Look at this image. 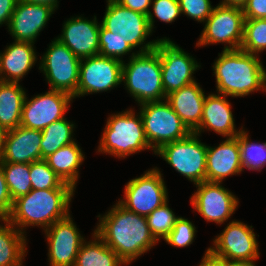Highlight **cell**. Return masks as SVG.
<instances>
[{
  "mask_svg": "<svg viewBox=\"0 0 266 266\" xmlns=\"http://www.w3.org/2000/svg\"><path fill=\"white\" fill-rule=\"evenodd\" d=\"M107 8L99 29V55L119 58L142 45L152 31L148 17L107 0Z\"/></svg>",
  "mask_w": 266,
  "mask_h": 266,
  "instance_id": "2",
  "label": "cell"
},
{
  "mask_svg": "<svg viewBox=\"0 0 266 266\" xmlns=\"http://www.w3.org/2000/svg\"><path fill=\"white\" fill-rule=\"evenodd\" d=\"M242 170L238 135L227 138L217 148L207 146L206 181L221 183L227 176Z\"/></svg>",
  "mask_w": 266,
  "mask_h": 266,
  "instance_id": "21",
  "label": "cell"
},
{
  "mask_svg": "<svg viewBox=\"0 0 266 266\" xmlns=\"http://www.w3.org/2000/svg\"><path fill=\"white\" fill-rule=\"evenodd\" d=\"M33 45L30 42L15 41L7 46L3 54L0 53V81L19 83L37 60ZM2 73L5 75L2 76Z\"/></svg>",
  "mask_w": 266,
  "mask_h": 266,
  "instance_id": "24",
  "label": "cell"
},
{
  "mask_svg": "<svg viewBox=\"0 0 266 266\" xmlns=\"http://www.w3.org/2000/svg\"><path fill=\"white\" fill-rule=\"evenodd\" d=\"M252 226L232 221L215 238L208 250L216 257L230 262H254L259 258L258 243Z\"/></svg>",
  "mask_w": 266,
  "mask_h": 266,
  "instance_id": "13",
  "label": "cell"
},
{
  "mask_svg": "<svg viewBox=\"0 0 266 266\" xmlns=\"http://www.w3.org/2000/svg\"><path fill=\"white\" fill-rule=\"evenodd\" d=\"M197 46L226 43L224 50L240 49L244 36L245 17L242 9L217 5L205 21Z\"/></svg>",
  "mask_w": 266,
  "mask_h": 266,
  "instance_id": "10",
  "label": "cell"
},
{
  "mask_svg": "<svg viewBox=\"0 0 266 266\" xmlns=\"http://www.w3.org/2000/svg\"><path fill=\"white\" fill-rule=\"evenodd\" d=\"M13 206L7 183L5 181L2 165L0 164V220L8 219Z\"/></svg>",
  "mask_w": 266,
  "mask_h": 266,
  "instance_id": "38",
  "label": "cell"
},
{
  "mask_svg": "<svg viewBox=\"0 0 266 266\" xmlns=\"http://www.w3.org/2000/svg\"><path fill=\"white\" fill-rule=\"evenodd\" d=\"M158 41L157 39L146 43L137 54L132 53L128 63L123 62L122 81L140 105L166 99L161 60L155 48Z\"/></svg>",
  "mask_w": 266,
  "mask_h": 266,
  "instance_id": "5",
  "label": "cell"
},
{
  "mask_svg": "<svg viewBox=\"0 0 266 266\" xmlns=\"http://www.w3.org/2000/svg\"><path fill=\"white\" fill-rule=\"evenodd\" d=\"M226 266H255L254 262H230L226 261Z\"/></svg>",
  "mask_w": 266,
  "mask_h": 266,
  "instance_id": "45",
  "label": "cell"
},
{
  "mask_svg": "<svg viewBox=\"0 0 266 266\" xmlns=\"http://www.w3.org/2000/svg\"><path fill=\"white\" fill-rule=\"evenodd\" d=\"M41 130L18 126L6 131L0 162L31 163L41 160Z\"/></svg>",
  "mask_w": 266,
  "mask_h": 266,
  "instance_id": "20",
  "label": "cell"
},
{
  "mask_svg": "<svg viewBox=\"0 0 266 266\" xmlns=\"http://www.w3.org/2000/svg\"><path fill=\"white\" fill-rule=\"evenodd\" d=\"M141 106L145 136L154 154L162 145L183 139L192 133L166 99L164 102H147Z\"/></svg>",
  "mask_w": 266,
  "mask_h": 266,
  "instance_id": "7",
  "label": "cell"
},
{
  "mask_svg": "<svg viewBox=\"0 0 266 266\" xmlns=\"http://www.w3.org/2000/svg\"><path fill=\"white\" fill-rule=\"evenodd\" d=\"M168 200L146 216L151 235L158 242L159 238L165 239L173 229L177 219L173 211L168 207Z\"/></svg>",
  "mask_w": 266,
  "mask_h": 266,
  "instance_id": "34",
  "label": "cell"
},
{
  "mask_svg": "<svg viewBox=\"0 0 266 266\" xmlns=\"http://www.w3.org/2000/svg\"><path fill=\"white\" fill-rule=\"evenodd\" d=\"M93 238L95 239L92 242L82 243L74 266H121L126 264L95 232Z\"/></svg>",
  "mask_w": 266,
  "mask_h": 266,
  "instance_id": "28",
  "label": "cell"
},
{
  "mask_svg": "<svg viewBox=\"0 0 266 266\" xmlns=\"http://www.w3.org/2000/svg\"><path fill=\"white\" fill-rule=\"evenodd\" d=\"M195 226L191 221L179 217L170 231L169 235L164 239L168 244L176 247L189 246L195 237Z\"/></svg>",
  "mask_w": 266,
  "mask_h": 266,
  "instance_id": "35",
  "label": "cell"
},
{
  "mask_svg": "<svg viewBox=\"0 0 266 266\" xmlns=\"http://www.w3.org/2000/svg\"><path fill=\"white\" fill-rule=\"evenodd\" d=\"M202 259L199 266H226V260L214 256L208 249Z\"/></svg>",
  "mask_w": 266,
  "mask_h": 266,
  "instance_id": "42",
  "label": "cell"
},
{
  "mask_svg": "<svg viewBox=\"0 0 266 266\" xmlns=\"http://www.w3.org/2000/svg\"><path fill=\"white\" fill-rule=\"evenodd\" d=\"M181 13L198 22L206 21L213 10L210 0H178Z\"/></svg>",
  "mask_w": 266,
  "mask_h": 266,
  "instance_id": "36",
  "label": "cell"
},
{
  "mask_svg": "<svg viewBox=\"0 0 266 266\" xmlns=\"http://www.w3.org/2000/svg\"><path fill=\"white\" fill-rule=\"evenodd\" d=\"M240 49L255 55L266 49V22L264 19H245L244 36Z\"/></svg>",
  "mask_w": 266,
  "mask_h": 266,
  "instance_id": "33",
  "label": "cell"
},
{
  "mask_svg": "<svg viewBox=\"0 0 266 266\" xmlns=\"http://www.w3.org/2000/svg\"><path fill=\"white\" fill-rule=\"evenodd\" d=\"M161 60L165 96L195 81L192 73L199 67L192 56L167 38L159 39L156 47Z\"/></svg>",
  "mask_w": 266,
  "mask_h": 266,
  "instance_id": "12",
  "label": "cell"
},
{
  "mask_svg": "<svg viewBox=\"0 0 266 266\" xmlns=\"http://www.w3.org/2000/svg\"><path fill=\"white\" fill-rule=\"evenodd\" d=\"M119 5L147 15L151 31L154 26L153 13L148 9L153 0H114Z\"/></svg>",
  "mask_w": 266,
  "mask_h": 266,
  "instance_id": "39",
  "label": "cell"
},
{
  "mask_svg": "<svg viewBox=\"0 0 266 266\" xmlns=\"http://www.w3.org/2000/svg\"><path fill=\"white\" fill-rule=\"evenodd\" d=\"M80 62L81 59L56 38L41 59L39 68L44 72L51 90L61 91L75 98Z\"/></svg>",
  "mask_w": 266,
  "mask_h": 266,
  "instance_id": "9",
  "label": "cell"
},
{
  "mask_svg": "<svg viewBox=\"0 0 266 266\" xmlns=\"http://www.w3.org/2000/svg\"><path fill=\"white\" fill-rule=\"evenodd\" d=\"M74 124L62 118L48 125L41 131V160L53 154L63 146L69 145L74 141L72 138Z\"/></svg>",
  "mask_w": 266,
  "mask_h": 266,
  "instance_id": "29",
  "label": "cell"
},
{
  "mask_svg": "<svg viewBox=\"0 0 266 266\" xmlns=\"http://www.w3.org/2000/svg\"><path fill=\"white\" fill-rule=\"evenodd\" d=\"M21 1H25L28 3H33V4H38V5H46V6H50L54 9H56L58 7V1L57 0H21Z\"/></svg>",
  "mask_w": 266,
  "mask_h": 266,
  "instance_id": "44",
  "label": "cell"
},
{
  "mask_svg": "<svg viewBox=\"0 0 266 266\" xmlns=\"http://www.w3.org/2000/svg\"><path fill=\"white\" fill-rule=\"evenodd\" d=\"M126 264L156 244L145 216L127 210L119 202L100 218L94 231Z\"/></svg>",
  "mask_w": 266,
  "mask_h": 266,
  "instance_id": "1",
  "label": "cell"
},
{
  "mask_svg": "<svg viewBox=\"0 0 266 266\" xmlns=\"http://www.w3.org/2000/svg\"><path fill=\"white\" fill-rule=\"evenodd\" d=\"M245 19L266 17V0H248L242 9Z\"/></svg>",
  "mask_w": 266,
  "mask_h": 266,
  "instance_id": "40",
  "label": "cell"
},
{
  "mask_svg": "<svg viewBox=\"0 0 266 266\" xmlns=\"http://www.w3.org/2000/svg\"><path fill=\"white\" fill-rule=\"evenodd\" d=\"M223 96L218 93L205 97L202 119L199 127L194 131L198 136L205 128L212 129L227 138L236 137L243 131V129L236 131L230 103L226 100L227 96Z\"/></svg>",
  "mask_w": 266,
  "mask_h": 266,
  "instance_id": "22",
  "label": "cell"
},
{
  "mask_svg": "<svg viewBox=\"0 0 266 266\" xmlns=\"http://www.w3.org/2000/svg\"><path fill=\"white\" fill-rule=\"evenodd\" d=\"M154 15L161 21L172 23L181 13L178 0H154Z\"/></svg>",
  "mask_w": 266,
  "mask_h": 266,
  "instance_id": "37",
  "label": "cell"
},
{
  "mask_svg": "<svg viewBox=\"0 0 266 266\" xmlns=\"http://www.w3.org/2000/svg\"><path fill=\"white\" fill-rule=\"evenodd\" d=\"M18 0H0V25L8 26Z\"/></svg>",
  "mask_w": 266,
  "mask_h": 266,
  "instance_id": "41",
  "label": "cell"
},
{
  "mask_svg": "<svg viewBox=\"0 0 266 266\" xmlns=\"http://www.w3.org/2000/svg\"><path fill=\"white\" fill-rule=\"evenodd\" d=\"M248 0H223L219 5L243 9Z\"/></svg>",
  "mask_w": 266,
  "mask_h": 266,
  "instance_id": "43",
  "label": "cell"
},
{
  "mask_svg": "<svg viewBox=\"0 0 266 266\" xmlns=\"http://www.w3.org/2000/svg\"><path fill=\"white\" fill-rule=\"evenodd\" d=\"M125 200L119 203L138 215L148 216L168 199L165 182L159 169H151L125 186Z\"/></svg>",
  "mask_w": 266,
  "mask_h": 266,
  "instance_id": "11",
  "label": "cell"
},
{
  "mask_svg": "<svg viewBox=\"0 0 266 266\" xmlns=\"http://www.w3.org/2000/svg\"><path fill=\"white\" fill-rule=\"evenodd\" d=\"M98 148V152L121 158L150 149L141 115L136 117L130 110L110 116Z\"/></svg>",
  "mask_w": 266,
  "mask_h": 266,
  "instance_id": "6",
  "label": "cell"
},
{
  "mask_svg": "<svg viewBox=\"0 0 266 266\" xmlns=\"http://www.w3.org/2000/svg\"><path fill=\"white\" fill-rule=\"evenodd\" d=\"M84 61V62H83ZM123 60L101 55L82 58L77 97L110 90L122 82Z\"/></svg>",
  "mask_w": 266,
  "mask_h": 266,
  "instance_id": "14",
  "label": "cell"
},
{
  "mask_svg": "<svg viewBox=\"0 0 266 266\" xmlns=\"http://www.w3.org/2000/svg\"><path fill=\"white\" fill-rule=\"evenodd\" d=\"M12 200L32 190L29 163L0 162Z\"/></svg>",
  "mask_w": 266,
  "mask_h": 266,
  "instance_id": "30",
  "label": "cell"
},
{
  "mask_svg": "<svg viewBox=\"0 0 266 266\" xmlns=\"http://www.w3.org/2000/svg\"><path fill=\"white\" fill-rule=\"evenodd\" d=\"M95 18H71L64 23L63 33L57 37L75 56L80 59L99 55L100 24Z\"/></svg>",
  "mask_w": 266,
  "mask_h": 266,
  "instance_id": "18",
  "label": "cell"
},
{
  "mask_svg": "<svg viewBox=\"0 0 266 266\" xmlns=\"http://www.w3.org/2000/svg\"><path fill=\"white\" fill-rule=\"evenodd\" d=\"M25 98L18 82L0 81V127L5 131L20 126Z\"/></svg>",
  "mask_w": 266,
  "mask_h": 266,
  "instance_id": "25",
  "label": "cell"
},
{
  "mask_svg": "<svg viewBox=\"0 0 266 266\" xmlns=\"http://www.w3.org/2000/svg\"><path fill=\"white\" fill-rule=\"evenodd\" d=\"M213 66L219 94L232 97L266 90V70L255 54L241 49L223 50Z\"/></svg>",
  "mask_w": 266,
  "mask_h": 266,
  "instance_id": "3",
  "label": "cell"
},
{
  "mask_svg": "<svg viewBox=\"0 0 266 266\" xmlns=\"http://www.w3.org/2000/svg\"><path fill=\"white\" fill-rule=\"evenodd\" d=\"M30 178L32 189H75L63 182L44 159L30 163Z\"/></svg>",
  "mask_w": 266,
  "mask_h": 266,
  "instance_id": "31",
  "label": "cell"
},
{
  "mask_svg": "<svg viewBox=\"0 0 266 266\" xmlns=\"http://www.w3.org/2000/svg\"><path fill=\"white\" fill-rule=\"evenodd\" d=\"M194 132L187 137L162 145L155 154L160 155L176 171L194 184L206 181L207 146Z\"/></svg>",
  "mask_w": 266,
  "mask_h": 266,
  "instance_id": "8",
  "label": "cell"
},
{
  "mask_svg": "<svg viewBox=\"0 0 266 266\" xmlns=\"http://www.w3.org/2000/svg\"><path fill=\"white\" fill-rule=\"evenodd\" d=\"M53 11L55 9L50 6L18 0L8 30L15 41L34 43Z\"/></svg>",
  "mask_w": 266,
  "mask_h": 266,
  "instance_id": "19",
  "label": "cell"
},
{
  "mask_svg": "<svg viewBox=\"0 0 266 266\" xmlns=\"http://www.w3.org/2000/svg\"><path fill=\"white\" fill-rule=\"evenodd\" d=\"M74 189H32L13 201L8 221L23 231L24 227L40 225L47 229L52 224L68 217L69 203ZM21 229V230H20Z\"/></svg>",
  "mask_w": 266,
  "mask_h": 266,
  "instance_id": "4",
  "label": "cell"
},
{
  "mask_svg": "<svg viewBox=\"0 0 266 266\" xmlns=\"http://www.w3.org/2000/svg\"><path fill=\"white\" fill-rule=\"evenodd\" d=\"M221 183L203 181L195 184L198 188L190 198L194 209L205 220L222 224L228 220L238 207V200Z\"/></svg>",
  "mask_w": 266,
  "mask_h": 266,
  "instance_id": "16",
  "label": "cell"
},
{
  "mask_svg": "<svg viewBox=\"0 0 266 266\" xmlns=\"http://www.w3.org/2000/svg\"><path fill=\"white\" fill-rule=\"evenodd\" d=\"M0 225V266H22L26 250V239L16 226L7 219Z\"/></svg>",
  "mask_w": 266,
  "mask_h": 266,
  "instance_id": "27",
  "label": "cell"
},
{
  "mask_svg": "<svg viewBox=\"0 0 266 266\" xmlns=\"http://www.w3.org/2000/svg\"><path fill=\"white\" fill-rule=\"evenodd\" d=\"M6 131L0 127V161L2 157V152H3V144H4V137H5Z\"/></svg>",
  "mask_w": 266,
  "mask_h": 266,
  "instance_id": "46",
  "label": "cell"
},
{
  "mask_svg": "<svg viewBox=\"0 0 266 266\" xmlns=\"http://www.w3.org/2000/svg\"><path fill=\"white\" fill-rule=\"evenodd\" d=\"M242 168L260 171L266 165V142L251 143L248 134L243 130L238 135Z\"/></svg>",
  "mask_w": 266,
  "mask_h": 266,
  "instance_id": "32",
  "label": "cell"
},
{
  "mask_svg": "<svg viewBox=\"0 0 266 266\" xmlns=\"http://www.w3.org/2000/svg\"><path fill=\"white\" fill-rule=\"evenodd\" d=\"M44 160L63 182L76 188L79 175L77 170L84 160L82 150L76 142L61 147Z\"/></svg>",
  "mask_w": 266,
  "mask_h": 266,
  "instance_id": "26",
  "label": "cell"
},
{
  "mask_svg": "<svg viewBox=\"0 0 266 266\" xmlns=\"http://www.w3.org/2000/svg\"><path fill=\"white\" fill-rule=\"evenodd\" d=\"M70 215L45 229L49 244L50 266H74L78 251L85 241Z\"/></svg>",
  "mask_w": 266,
  "mask_h": 266,
  "instance_id": "17",
  "label": "cell"
},
{
  "mask_svg": "<svg viewBox=\"0 0 266 266\" xmlns=\"http://www.w3.org/2000/svg\"><path fill=\"white\" fill-rule=\"evenodd\" d=\"M197 82L171 92L166 96L174 112L187 128L194 132L200 125L206 95Z\"/></svg>",
  "mask_w": 266,
  "mask_h": 266,
  "instance_id": "23",
  "label": "cell"
},
{
  "mask_svg": "<svg viewBox=\"0 0 266 266\" xmlns=\"http://www.w3.org/2000/svg\"><path fill=\"white\" fill-rule=\"evenodd\" d=\"M72 98L67 93L51 89L30 101L25 98L20 126L42 131L51 123L64 118Z\"/></svg>",
  "mask_w": 266,
  "mask_h": 266,
  "instance_id": "15",
  "label": "cell"
}]
</instances>
